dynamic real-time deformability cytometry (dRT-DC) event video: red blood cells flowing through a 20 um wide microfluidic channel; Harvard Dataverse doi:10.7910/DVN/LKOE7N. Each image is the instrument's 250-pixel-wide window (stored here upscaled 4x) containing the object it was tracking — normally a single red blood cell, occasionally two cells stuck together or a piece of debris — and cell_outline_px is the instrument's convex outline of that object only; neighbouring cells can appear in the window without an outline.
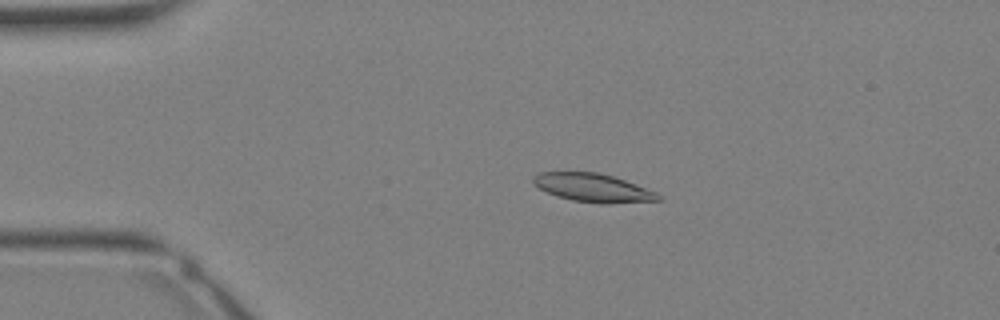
{"species": "Egyptian fruit bat (a non-hibernating species)", "species_latin": "Rousettus aegyptiacus", "temperature_condition": "warm", "stored_images_in_passage": 35, "camera_frame_rate_fps": 3000, "um_per_image_px": 0.085, "animal": {"sex": "female"}, "frame": {"image": 1, "passage_image": 8, "time_ms": 2.333, "image_size_px": [1000, 320], "cell_outline_px": [[660, 200], [608, 204], [600, 204], [572, 200], [556, 196], [540, 188], [532, 180], [532, 176], [540, 172], [596, 172], [612, 176], [624, 180], [656, 192], [660, 196]], "centroid_in_image_um": [50.39, 15.97], "position_along_channel_um": 34.6, "area_um2": 20.46}}
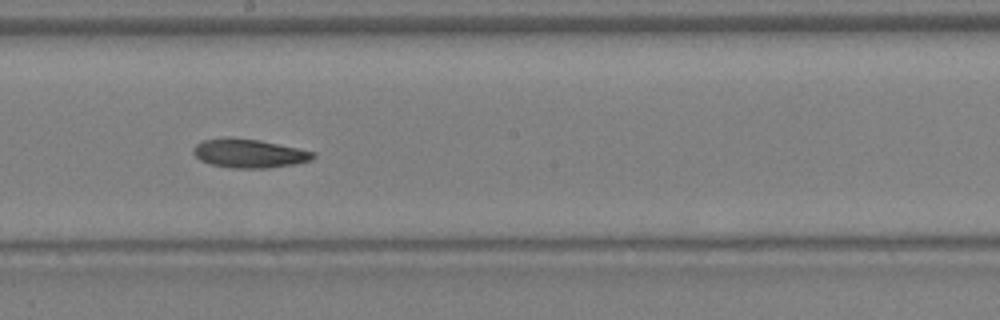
{"frame": {"image": 2, "passage_image": 20, "time_ms": 6.333, "image_size_px": [1000, 320], "cell_outline_px": [[316, 156], [312, 160], [296, 164], [268, 168], [232, 168], [212, 164], [200, 160], [192, 152], [192, 148], [196, 144], [204, 140], [232, 136], [260, 140], [316, 152]], "centroid_in_image_um": [21.19, 13.03], "position_along_channel_um": 227.0, "area_um2": 20.29}}
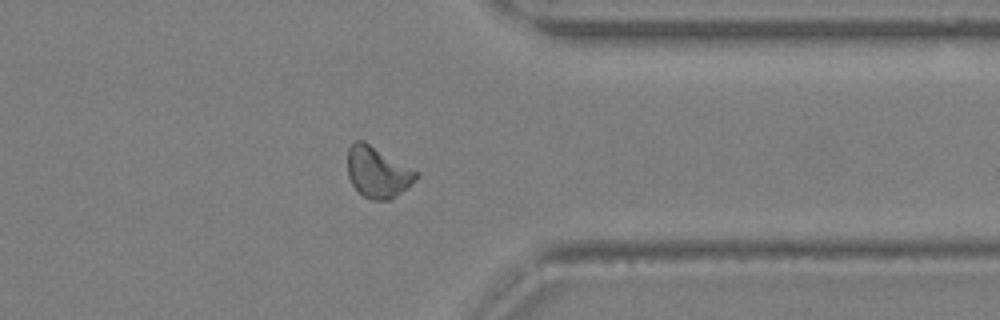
{"frame": {"image": 3, "passage_image": 28, "time_ms": 9.0, "image_size_px": [1000, 320], "cell_outline_px": [[420, 176], [400, 192], [388, 200], [372, 200], [364, 196], [352, 184], [348, 176], [348, 148], [356, 140], [364, 140], [420, 172]], "centroid_in_image_um": [32.11, 14.6], "position_along_channel_um": 379.3, "area_um2": 20.29}}